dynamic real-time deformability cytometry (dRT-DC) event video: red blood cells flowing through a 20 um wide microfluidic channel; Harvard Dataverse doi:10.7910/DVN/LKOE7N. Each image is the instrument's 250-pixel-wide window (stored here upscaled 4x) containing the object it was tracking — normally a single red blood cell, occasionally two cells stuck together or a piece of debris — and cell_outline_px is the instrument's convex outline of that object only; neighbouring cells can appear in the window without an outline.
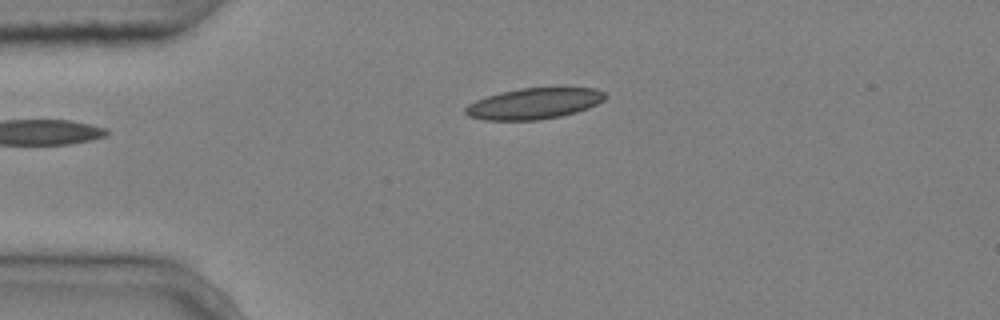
{"species": "common noctule bat (a hibernating species)", "species_latin": "Nyctalus noctula", "temperature_condition": "cold", "stored_images_in_passage": 2, "camera_frame_rate_fps": 3000, "um_per_image_px": 0.085, "animal": {"sex": "male", "body_mass_g": 20.4}, "frame": {"image": 1, "passage_image": 2, "time_ms": 0.333, "image_size_px": [1000, 320], "cell_outline_px": [[608, 96], [604, 100], [588, 108], [576, 112], [560, 116], [540, 120], [484, 120], [468, 116], [464, 112], [464, 108], [468, 104], [476, 100], [500, 92], [520, 88], [596, 88], [604, 92]], "centroid_in_image_um": [45.39, 8.8], "position_along_channel_um": 39.6, "area_um2": 25.26}}